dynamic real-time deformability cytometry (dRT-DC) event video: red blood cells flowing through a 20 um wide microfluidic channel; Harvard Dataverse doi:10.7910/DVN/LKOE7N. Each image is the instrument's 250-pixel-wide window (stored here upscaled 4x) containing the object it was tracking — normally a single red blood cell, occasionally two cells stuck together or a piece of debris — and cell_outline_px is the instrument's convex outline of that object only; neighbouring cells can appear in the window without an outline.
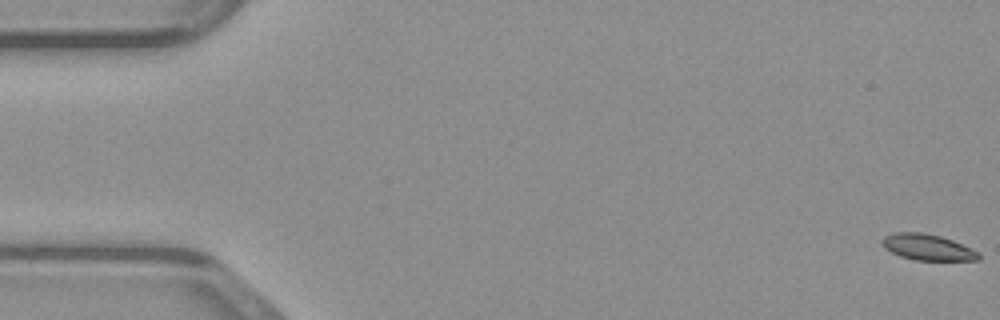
{"species": "common noctule bat (a hibernating species)", "species_latin": "Nyctalus noctula", "temperature_condition": "warm", "stored_images_in_passage": 49, "camera_frame_rate_fps": 3000, "um_per_image_px": 0.085, "animal": {"sex": "male", "body_mass_g": 23.1, "forearm_length_mm": 52.7}, "frame": {"image": 1, "passage_image": 1, "time_ms": 0.0, "image_size_px": [1000, 320], "cell_outline_px": [[980, 260], [916, 260], [900, 256], [884, 248], [880, 240], [884, 236], [896, 232], [924, 232], [940, 236], [952, 240], [980, 252]], "centroid_in_image_um": [78.83, 21.01], "position_along_channel_um": 6.2, "area_um2": 14.68}}
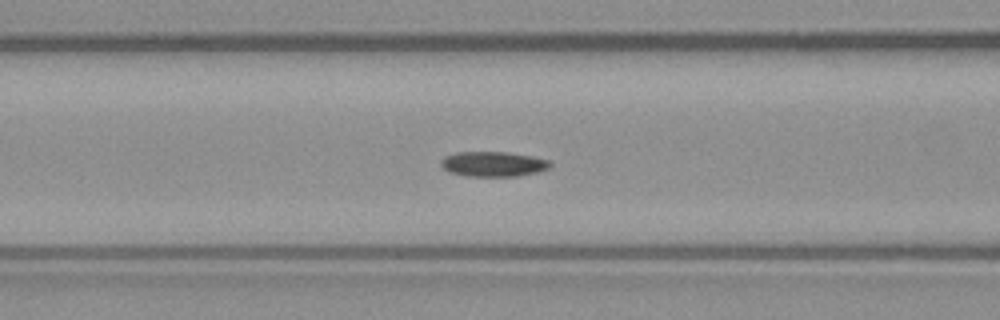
{"frame": {"image": 2, "passage_image": 20, "time_ms": 6.333, "image_size_px": [1000, 320], "cell_outline_px": [[552, 164], [548, 168], [536, 172], [516, 176], [464, 176], [448, 172], [440, 164], [440, 160], [444, 156], [456, 152], [508, 152], [532, 156], [548, 160]], "centroid_in_image_um": [41.87, 13.94], "position_along_channel_um": 124.7, "area_um2": 15.95}}
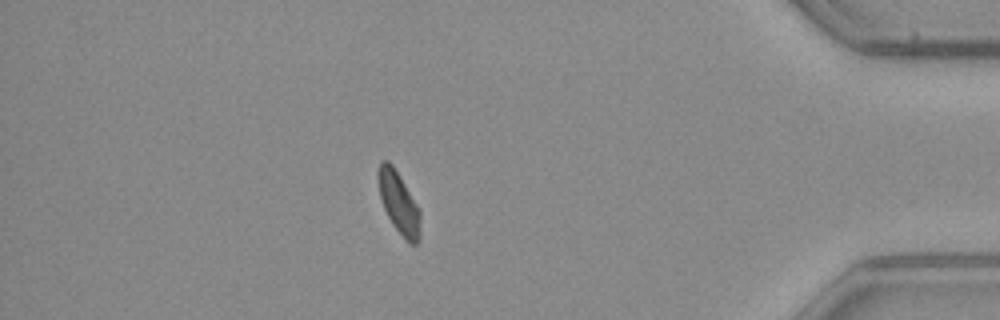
{"frame": {"image": 3, "passage_image": 43, "time_ms": 14.0, "image_size_px": [1000, 320], "cell_outline_px": [[420, 240], [416, 244], [408, 244], [392, 224], [384, 208], [380, 196], [376, 176], [376, 172], [380, 160], [388, 160], [392, 164], [420, 208]], "centroid_in_image_um": [33.89, 17.23], "position_along_channel_um": 401.3, "area_um2": 15.49}}